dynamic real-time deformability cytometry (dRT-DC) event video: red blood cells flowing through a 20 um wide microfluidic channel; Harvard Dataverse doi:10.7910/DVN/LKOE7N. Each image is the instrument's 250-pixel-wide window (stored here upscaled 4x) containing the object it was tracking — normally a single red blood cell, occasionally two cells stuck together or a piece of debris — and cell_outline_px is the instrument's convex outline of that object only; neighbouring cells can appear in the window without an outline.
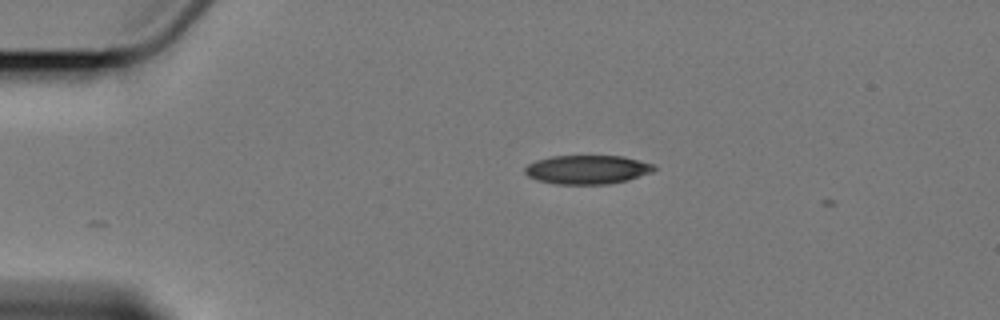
{"species": "Egyptian fruit bat (a non-hibernating species)", "species_latin": "Rousettus aegyptiacus", "temperature_condition": "cold", "stored_images_in_passage": 2, "camera_frame_rate_fps": 3000, "um_per_image_px": 0.085, "animal": {"sex": "female"}, "frame": {"image": 1, "passage_image": 2, "time_ms": 1.333, "image_size_px": [1000, 320], "cell_outline_px": [[656, 168], [652, 172], [628, 180], [608, 184], [556, 184], [536, 180], [528, 176], [524, 172], [524, 168], [528, 164], [536, 160], [552, 156], [624, 156], [656, 164]], "centroid_in_image_um": [49.93, 14.41], "position_along_channel_um": 35.1, "area_um2": 21.91}}